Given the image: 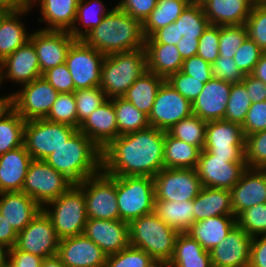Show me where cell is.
Wrapping results in <instances>:
<instances>
[{
  "label": "cell",
  "mask_w": 266,
  "mask_h": 267,
  "mask_svg": "<svg viewBox=\"0 0 266 267\" xmlns=\"http://www.w3.org/2000/svg\"><path fill=\"white\" fill-rule=\"evenodd\" d=\"M165 131L149 126L113 139L102 150V171L111 176L154 177L164 168Z\"/></svg>",
  "instance_id": "cell-1"
},
{
  "label": "cell",
  "mask_w": 266,
  "mask_h": 267,
  "mask_svg": "<svg viewBox=\"0 0 266 267\" xmlns=\"http://www.w3.org/2000/svg\"><path fill=\"white\" fill-rule=\"evenodd\" d=\"M142 22L116 5L82 40L102 54L128 52L145 47Z\"/></svg>",
  "instance_id": "cell-2"
},
{
  "label": "cell",
  "mask_w": 266,
  "mask_h": 267,
  "mask_svg": "<svg viewBox=\"0 0 266 267\" xmlns=\"http://www.w3.org/2000/svg\"><path fill=\"white\" fill-rule=\"evenodd\" d=\"M44 161L73 184H79L102 171V150L77 129Z\"/></svg>",
  "instance_id": "cell-3"
},
{
  "label": "cell",
  "mask_w": 266,
  "mask_h": 267,
  "mask_svg": "<svg viewBox=\"0 0 266 267\" xmlns=\"http://www.w3.org/2000/svg\"><path fill=\"white\" fill-rule=\"evenodd\" d=\"M146 70L145 48L106 55L101 67L100 88L108 99L123 97Z\"/></svg>",
  "instance_id": "cell-4"
},
{
  "label": "cell",
  "mask_w": 266,
  "mask_h": 267,
  "mask_svg": "<svg viewBox=\"0 0 266 267\" xmlns=\"http://www.w3.org/2000/svg\"><path fill=\"white\" fill-rule=\"evenodd\" d=\"M178 234L154 212L129 223L130 246L142 249L152 258L170 260Z\"/></svg>",
  "instance_id": "cell-5"
},
{
  "label": "cell",
  "mask_w": 266,
  "mask_h": 267,
  "mask_svg": "<svg viewBox=\"0 0 266 267\" xmlns=\"http://www.w3.org/2000/svg\"><path fill=\"white\" fill-rule=\"evenodd\" d=\"M42 210L50 218L60 239L83 234L88 216L84 192L77 184L48 202Z\"/></svg>",
  "instance_id": "cell-6"
},
{
  "label": "cell",
  "mask_w": 266,
  "mask_h": 267,
  "mask_svg": "<svg viewBox=\"0 0 266 267\" xmlns=\"http://www.w3.org/2000/svg\"><path fill=\"white\" fill-rule=\"evenodd\" d=\"M116 195L121 221L129 224L138 217L154 212L153 177L116 176Z\"/></svg>",
  "instance_id": "cell-7"
},
{
  "label": "cell",
  "mask_w": 266,
  "mask_h": 267,
  "mask_svg": "<svg viewBox=\"0 0 266 267\" xmlns=\"http://www.w3.org/2000/svg\"><path fill=\"white\" fill-rule=\"evenodd\" d=\"M76 130L73 126L46 119L27 120L24 128V146L32 159L45 160Z\"/></svg>",
  "instance_id": "cell-8"
},
{
  "label": "cell",
  "mask_w": 266,
  "mask_h": 267,
  "mask_svg": "<svg viewBox=\"0 0 266 267\" xmlns=\"http://www.w3.org/2000/svg\"><path fill=\"white\" fill-rule=\"evenodd\" d=\"M77 185L84 192L88 218L120 220L116 201V176L101 171Z\"/></svg>",
  "instance_id": "cell-9"
},
{
  "label": "cell",
  "mask_w": 266,
  "mask_h": 267,
  "mask_svg": "<svg viewBox=\"0 0 266 267\" xmlns=\"http://www.w3.org/2000/svg\"><path fill=\"white\" fill-rule=\"evenodd\" d=\"M245 140L241 125L224 119L208 121L203 150L227 158L229 163H246Z\"/></svg>",
  "instance_id": "cell-10"
},
{
  "label": "cell",
  "mask_w": 266,
  "mask_h": 267,
  "mask_svg": "<svg viewBox=\"0 0 266 267\" xmlns=\"http://www.w3.org/2000/svg\"><path fill=\"white\" fill-rule=\"evenodd\" d=\"M72 185L74 184L69 179L44 160L33 159L29 164L22 192L43 207L65 193Z\"/></svg>",
  "instance_id": "cell-11"
},
{
  "label": "cell",
  "mask_w": 266,
  "mask_h": 267,
  "mask_svg": "<svg viewBox=\"0 0 266 267\" xmlns=\"http://www.w3.org/2000/svg\"><path fill=\"white\" fill-rule=\"evenodd\" d=\"M105 55L76 39L68 50L65 64L72 76L75 90L100 87L101 67Z\"/></svg>",
  "instance_id": "cell-12"
},
{
  "label": "cell",
  "mask_w": 266,
  "mask_h": 267,
  "mask_svg": "<svg viewBox=\"0 0 266 267\" xmlns=\"http://www.w3.org/2000/svg\"><path fill=\"white\" fill-rule=\"evenodd\" d=\"M12 93V107L25 120L45 119L58 92L43 76L21 86Z\"/></svg>",
  "instance_id": "cell-13"
},
{
  "label": "cell",
  "mask_w": 266,
  "mask_h": 267,
  "mask_svg": "<svg viewBox=\"0 0 266 267\" xmlns=\"http://www.w3.org/2000/svg\"><path fill=\"white\" fill-rule=\"evenodd\" d=\"M153 180L155 200H193L202 188L196 169L163 168Z\"/></svg>",
  "instance_id": "cell-14"
},
{
  "label": "cell",
  "mask_w": 266,
  "mask_h": 267,
  "mask_svg": "<svg viewBox=\"0 0 266 267\" xmlns=\"http://www.w3.org/2000/svg\"><path fill=\"white\" fill-rule=\"evenodd\" d=\"M192 114V103L165 80L157 91L148 122L150 126L167 132Z\"/></svg>",
  "instance_id": "cell-15"
},
{
  "label": "cell",
  "mask_w": 266,
  "mask_h": 267,
  "mask_svg": "<svg viewBox=\"0 0 266 267\" xmlns=\"http://www.w3.org/2000/svg\"><path fill=\"white\" fill-rule=\"evenodd\" d=\"M60 238L50 218L41 210L37 216L17 234L15 247L18 250L45 259L57 255Z\"/></svg>",
  "instance_id": "cell-16"
},
{
  "label": "cell",
  "mask_w": 266,
  "mask_h": 267,
  "mask_svg": "<svg viewBox=\"0 0 266 267\" xmlns=\"http://www.w3.org/2000/svg\"><path fill=\"white\" fill-rule=\"evenodd\" d=\"M195 169L202 187L230 190L239 182L247 166L246 163H229L227 158L214 157L202 150Z\"/></svg>",
  "instance_id": "cell-17"
},
{
  "label": "cell",
  "mask_w": 266,
  "mask_h": 267,
  "mask_svg": "<svg viewBox=\"0 0 266 267\" xmlns=\"http://www.w3.org/2000/svg\"><path fill=\"white\" fill-rule=\"evenodd\" d=\"M29 40L35 47L40 71L64 64L69 48L76 40L68 31L36 30Z\"/></svg>",
  "instance_id": "cell-18"
},
{
  "label": "cell",
  "mask_w": 266,
  "mask_h": 267,
  "mask_svg": "<svg viewBox=\"0 0 266 267\" xmlns=\"http://www.w3.org/2000/svg\"><path fill=\"white\" fill-rule=\"evenodd\" d=\"M57 256L65 267H105L106 253L84 234L60 239Z\"/></svg>",
  "instance_id": "cell-19"
},
{
  "label": "cell",
  "mask_w": 266,
  "mask_h": 267,
  "mask_svg": "<svg viewBox=\"0 0 266 267\" xmlns=\"http://www.w3.org/2000/svg\"><path fill=\"white\" fill-rule=\"evenodd\" d=\"M83 234L96 243L107 256L130 245L129 224L121 220L88 218Z\"/></svg>",
  "instance_id": "cell-20"
},
{
  "label": "cell",
  "mask_w": 266,
  "mask_h": 267,
  "mask_svg": "<svg viewBox=\"0 0 266 267\" xmlns=\"http://www.w3.org/2000/svg\"><path fill=\"white\" fill-rule=\"evenodd\" d=\"M252 237L236 225L211 251L213 267H248Z\"/></svg>",
  "instance_id": "cell-21"
},
{
  "label": "cell",
  "mask_w": 266,
  "mask_h": 267,
  "mask_svg": "<svg viewBox=\"0 0 266 267\" xmlns=\"http://www.w3.org/2000/svg\"><path fill=\"white\" fill-rule=\"evenodd\" d=\"M1 81L4 79L27 84L42 76L37 53L33 43L29 40L1 62Z\"/></svg>",
  "instance_id": "cell-22"
},
{
  "label": "cell",
  "mask_w": 266,
  "mask_h": 267,
  "mask_svg": "<svg viewBox=\"0 0 266 267\" xmlns=\"http://www.w3.org/2000/svg\"><path fill=\"white\" fill-rule=\"evenodd\" d=\"M229 191L235 217L249 207L266 203V169L247 168Z\"/></svg>",
  "instance_id": "cell-23"
},
{
  "label": "cell",
  "mask_w": 266,
  "mask_h": 267,
  "mask_svg": "<svg viewBox=\"0 0 266 267\" xmlns=\"http://www.w3.org/2000/svg\"><path fill=\"white\" fill-rule=\"evenodd\" d=\"M231 86L232 83L214 78L206 82L192 102V113L206 122L224 119Z\"/></svg>",
  "instance_id": "cell-24"
},
{
  "label": "cell",
  "mask_w": 266,
  "mask_h": 267,
  "mask_svg": "<svg viewBox=\"0 0 266 267\" xmlns=\"http://www.w3.org/2000/svg\"><path fill=\"white\" fill-rule=\"evenodd\" d=\"M79 130L103 150L113 139L118 137V125L113 105V98L98 107Z\"/></svg>",
  "instance_id": "cell-25"
},
{
  "label": "cell",
  "mask_w": 266,
  "mask_h": 267,
  "mask_svg": "<svg viewBox=\"0 0 266 267\" xmlns=\"http://www.w3.org/2000/svg\"><path fill=\"white\" fill-rule=\"evenodd\" d=\"M42 210V207L22 191L0 193V213L15 232L20 233Z\"/></svg>",
  "instance_id": "cell-26"
},
{
  "label": "cell",
  "mask_w": 266,
  "mask_h": 267,
  "mask_svg": "<svg viewBox=\"0 0 266 267\" xmlns=\"http://www.w3.org/2000/svg\"><path fill=\"white\" fill-rule=\"evenodd\" d=\"M257 0H199L212 25H241L247 21Z\"/></svg>",
  "instance_id": "cell-27"
},
{
  "label": "cell",
  "mask_w": 266,
  "mask_h": 267,
  "mask_svg": "<svg viewBox=\"0 0 266 267\" xmlns=\"http://www.w3.org/2000/svg\"><path fill=\"white\" fill-rule=\"evenodd\" d=\"M32 160L24 145L0 155V193L22 191Z\"/></svg>",
  "instance_id": "cell-28"
},
{
  "label": "cell",
  "mask_w": 266,
  "mask_h": 267,
  "mask_svg": "<svg viewBox=\"0 0 266 267\" xmlns=\"http://www.w3.org/2000/svg\"><path fill=\"white\" fill-rule=\"evenodd\" d=\"M236 225L237 219L234 215H221L194 222L185 233L210 252Z\"/></svg>",
  "instance_id": "cell-29"
},
{
  "label": "cell",
  "mask_w": 266,
  "mask_h": 267,
  "mask_svg": "<svg viewBox=\"0 0 266 267\" xmlns=\"http://www.w3.org/2000/svg\"><path fill=\"white\" fill-rule=\"evenodd\" d=\"M29 10H6L0 16V62L29 41L30 35L19 19Z\"/></svg>",
  "instance_id": "cell-30"
},
{
  "label": "cell",
  "mask_w": 266,
  "mask_h": 267,
  "mask_svg": "<svg viewBox=\"0 0 266 267\" xmlns=\"http://www.w3.org/2000/svg\"><path fill=\"white\" fill-rule=\"evenodd\" d=\"M147 71L163 77L165 80L181 71L183 58L173 44L145 43Z\"/></svg>",
  "instance_id": "cell-31"
},
{
  "label": "cell",
  "mask_w": 266,
  "mask_h": 267,
  "mask_svg": "<svg viewBox=\"0 0 266 267\" xmlns=\"http://www.w3.org/2000/svg\"><path fill=\"white\" fill-rule=\"evenodd\" d=\"M194 222L209 217L234 215L228 189L202 187L193 199Z\"/></svg>",
  "instance_id": "cell-32"
},
{
  "label": "cell",
  "mask_w": 266,
  "mask_h": 267,
  "mask_svg": "<svg viewBox=\"0 0 266 267\" xmlns=\"http://www.w3.org/2000/svg\"><path fill=\"white\" fill-rule=\"evenodd\" d=\"M38 2L42 15L38 20L49 24L42 30L69 32L75 25L79 0H38Z\"/></svg>",
  "instance_id": "cell-33"
},
{
  "label": "cell",
  "mask_w": 266,
  "mask_h": 267,
  "mask_svg": "<svg viewBox=\"0 0 266 267\" xmlns=\"http://www.w3.org/2000/svg\"><path fill=\"white\" fill-rule=\"evenodd\" d=\"M172 267H213L210 252L187 233H179L172 258Z\"/></svg>",
  "instance_id": "cell-34"
},
{
  "label": "cell",
  "mask_w": 266,
  "mask_h": 267,
  "mask_svg": "<svg viewBox=\"0 0 266 267\" xmlns=\"http://www.w3.org/2000/svg\"><path fill=\"white\" fill-rule=\"evenodd\" d=\"M165 79L155 73L145 71L126 91L122 98L149 116L158 89Z\"/></svg>",
  "instance_id": "cell-35"
},
{
  "label": "cell",
  "mask_w": 266,
  "mask_h": 267,
  "mask_svg": "<svg viewBox=\"0 0 266 267\" xmlns=\"http://www.w3.org/2000/svg\"><path fill=\"white\" fill-rule=\"evenodd\" d=\"M154 213L179 233L186 232L194 224L193 200H155Z\"/></svg>",
  "instance_id": "cell-36"
},
{
  "label": "cell",
  "mask_w": 266,
  "mask_h": 267,
  "mask_svg": "<svg viewBox=\"0 0 266 267\" xmlns=\"http://www.w3.org/2000/svg\"><path fill=\"white\" fill-rule=\"evenodd\" d=\"M200 153L198 147L177 139L165 131L164 168L195 169Z\"/></svg>",
  "instance_id": "cell-37"
},
{
  "label": "cell",
  "mask_w": 266,
  "mask_h": 267,
  "mask_svg": "<svg viewBox=\"0 0 266 267\" xmlns=\"http://www.w3.org/2000/svg\"><path fill=\"white\" fill-rule=\"evenodd\" d=\"M191 2V0H157L156 7L142 23L145 38L174 23Z\"/></svg>",
  "instance_id": "cell-38"
},
{
  "label": "cell",
  "mask_w": 266,
  "mask_h": 267,
  "mask_svg": "<svg viewBox=\"0 0 266 267\" xmlns=\"http://www.w3.org/2000/svg\"><path fill=\"white\" fill-rule=\"evenodd\" d=\"M104 7L103 1L101 0H79L75 25L69 33L75 39H82L88 32L97 27L110 12V10L107 11V7ZM80 21L85 28L84 30L81 29V26L80 28L76 26Z\"/></svg>",
  "instance_id": "cell-39"
},
{
  "label": "cell",
  "mask_w": 266,
  "mask_h": 267,
  "mask_svg": "<svg viewBox=\"0 0 266 267\" xmlns=\"http://www.w3.org/2000/svg\"><path fill=\"white\" fill-rule=\"evenodd\" d=\"M118 136L148 128V116L122 97L113 98Z\"/></svg>",
  "instance_id": "cell-40"
},
{
  "label": "cell",
  "mask_w": 266,
  "mask_h": 267,
  "mask_svg": "<svg viewBox=\"0 0 266 267\" xmlns=\"http://www.w3.org/2000/svg\"><path fill=\"white\" fill-rule=\"evenodd\" d=\"M25 122L13 108L0 119V155L24 145Z\"/></svg>",
  "instance_id": "cell-41"
},
{
  "label": "cell",
  "mask_w": 266,
  "mask_h": 267,
  "mask_svg": "<svg viewBox=\"0 0 266 267\" xmlns=\"http://www.w3.org/2000/svg\"><path fill=\"white\" fill-rule=\"evenodd\" d=\"M174 23H178L179 38L197 39L210 24L199 1L191 2Z\"/></svg>",
  "instance_id": "cell-42"
},
{
  "label": "cell",
  "mask_w": 266,
  "mask_h": 267,
  "mask_svg": "<svg viewBox=\"0 0 266 267\" xmlns=\"http://www.w3.org/2000/svg\"><path fill=\"white\" fill-rule=\"evenodd\" d=\"M207 122L192 114L173 125L167 133L188 144L198 147L201 151L205 144Z\"/></svg>",
  "instance_id": "cell-43"
},
{
  "label": "cell",
  "mask_w": 266,
  "mask_h": 267,
  "mask_svg": "<svg viewBox=\"0 0 266 267\" xmlns=\"http://www.w3.org/2000/svg\"><path fill=\"white\" fill-rule=\"evenodd\" d=\"M251 104L244 84L242 82L232 84L224 120L242 126Z\"/></svg>",
  "instance_id": "cell-44"
},
{
  "label": "cell",
  "mask_w": 266,
  "mask_h": 267,
  "mask_svg": "<svg viewBox=\"0 0 266 267\" xmlns=\"http://www.w3.org/2000/svg\"><path fill=\"white\" fill-rule=\"evenodd\" d=\"M74 97L77 106V129L83 121L108 100L100 87L78 89L74 92Z\"/></svg>",
  "instance_id": "cell-45"
},
{
  "label": "cell",
  "mask_w": 266,
  "mask_h": 267,
  "mask_svg": "<svg viewBox=\"0 0 266 267\" xmlns=\"http://www.w3.org/2000/svg\"><path fill=\"white\" fill-rule=\"evenodd\" d=\"M45 119L77 128V106L74 93H59Z\"/></svg>",
  "instance_id": "cell-46"
},
{
  "label": "cell",
  "mask_w": 266,
  "mask_h": 267,
  "mask_svg": "<svg viewBox=\"0 0 266 267\" xmlns=\"http://www.w3.org/2000/svg\"><path fill=\"white\" fill-rule=\"evenodd\" d=\"M248 38L266 52V0H257L245 22Z\"/></svg>",
  "instance_id": "cell-47"
},
{
  "label": "cell",
  "mask_w": 266,
  "mask_h": 267,
  "mask_svg": "<svg viewBox=\"0 0 266 267\" xmlns=\"http://www.w3.org/2000/svg\"><path fill=\"white\" fill-rule=\"evenodd\" d=\"M236 219L237 225L251 237L266 235V203L247 208Z\"/></svg>",
  "instance_id": "cell-48"
},
{
  "label": "cell",
  "mask_w": 266,
  "mask_h": 267,
  "mask_svg": "<svg viewBox=\"0 0 266 267\" xmlns=\"http://www.w3.org/2000/svg\"><path fill=\"white\" fill-rule=\"evenodd\" d=\"M247 38L245 24L220 26L219 56L233 58Z\"/></svg>",
  "instance_id": "cell-49"
},
{
  "label": "cell",
  "mask_w": 266,
  "mask_h": 267,
  "mask_svg": "<svg viewBox=\"0 0 266 267\" xmlns=\"http://www.w3.org/2000/svg\"><path fill=\"white\" fill-rule=\"evenodd\" d=\"M245 161L247 168L266 169V130L246 136Z\"/></svg>",
  "instance_id": "cell-50"
},
{
  "label": "cell",
  "mask_w": 266,
  "mask_h": 267,
  "mask_svg": "<svg viewBox=\"0 0 266 267\" xmlns=\"http://www.w3.org/2000/svg\"><path fill=\"white\" fill-rule=\"evenodd\" d=\"M151 258L142 249L129 245L118 253L108 255L105 267H145Z\"/></svg>",
  "instance_id": "cell-51"
},
{
  "label": "cell",
  "mask_w": 266,
  "mask_h": 267,
  "mask_svg": "<svg viewBox=\"0 0 266 267\" xmlns=\"http://www.w3.org/2000/svg\"><path fill=\"white\" fill-rule=\"evenodd\" d=\"M264 51L250 38H247L238 48L233 59L240 71L244 74H252L256 64Z\"/></svg>",
  "instance_id": "cell-52"
},
{
  "label": "cell",
  "mask_w": 266,
  "mask_h": 267,
  "mask_svg": "<svg viewBox=\"0 0 266 267\" xmlns=\"http://www.w3.org/2000/svg\"><path fill=\"white\" fill-rule=\"evenodd\" d=\"M166 81L191 103L198 97L204 88V79H195L181 71L171 74Z\"/></svg>",
  "instance_id": "cell-53"
},
{
  "label": "cell",
  "mask_w": 266,
  "mask_h": 267,
  "mask_svg": "<svg viewBox=\"0 0 266 267\" xmlns=\"http://www.w3.org/2000/svg\"><path fill=\"white\" fill-rule=\"evenodd\" d=\"M220 26L209 24L199 38L197 56L209 64H213L219 57Z\"/></svg>",
  "instance_id": "cell-54"
},
{
  "label": "cell",
  "mask_w": 266,
  "mask_h": 267,
  "mask_svg": "<svg viewBox=\"0 0 266 267\" xmlns=\"http://www.w3.org/2000/svg\"><path fill=\"white\" fill-rule=\"evenodd\" d=\"M212 78L223 80L232 84L241 83L244 74L240 71L233 58L219 56L211 64Z\"/></svg>",
  "instance_id": "cell-55"
},
{
  "label": "cell",
  "mask_w": 266,
  "mask_h": 267,
  "mask_svg": "<svg viewBox=\"0 0 266 267\" xmlns=\"http://www.w3.org/2000/svg\"><path fill=\"white\" fill-rule=\"evenodd\" d=\"M42 76L58 93H74L75 85L66 64H61L45 71Z\"/></svg>",
  "instance_id": "cell-56"
},
{
  "label": "cell",
  "mask_w": 266,
  "mask_h": 267,
  "mask_svg": "<svg viewBox=\"0 0 266 267\" xmlns=\"http://www.w3.org/2000/svg\"><path fill=\"white\" fill-rule=\"evenodd\" d=\"M242 128L245 137L266 130V101L251 104Z\"/></svg>",
  "instance_id": "cell-57"
},
{
  "label": "cell",
  "mask_w": 266,
  "mask_h": 267,
  "mask_svg": "<svg viewBox=\"0 0 266 267\" xmlns=\"http://www.w3.org/2000/svg\"><path fill=\"white\" fill-rule=\"evenodd\" d=\"M156 3L157 0H120L116 6L143 23L156 7Z\"/></svg>",
  "instance_id": "cell-58"
},
{
  "label": "cell",
  "mask_w": 266,
  "mask_h": 267,
  "mask_svg": "<svg viewBox=\"0 0 266 267\" xmlns=\"http://www.w3.org/2000/svg\"><path fill=\"white\" fill-rule=\"evenodd\" d=\"M181 72L195 79H204V83L212 79L211 64L199 56L183 60Z\"/></svg>",
  "instance_id": "cell-59"
},
{
  "label": "cell",
  "mask_w": 266,
  "mask_h": 267,
  "mask_svg": "<svg viewBox=\"0 0 266 267\" xmlns=\"http://www.w3.org/2000/svg\"><path fill=\"white\" fill-rule=\"evenodd\" d=\"M8 263L12 267H41L43 258L25 251L18 250L14 246L10 248Z\"/></svg>",
  "instance_id": "cell-60"
},
{
  "label": "cell",
  "mask_w": 266,
  "mask_h": 267,
  "mask_svg": "<svg viewBox=\"0 0 266 267\" xmlns=\"http://www.w3.org/2000/svg\"><path fill=\"white\" fill-rule=\"evenodd\" d=\"M248 267H266V235L252 237Z\"/></svg>",
  "instance_id": "cell-61"
},
{
  "label": "cell",
  "mask_w": 266,
  "mask_h": 267,
  "mask_svg": "<svg viewBox=\"0 0 266 267\" xmlns=\"http://www.w3.org/2000/svg\"><path fill=\"white\" fill-rule=\"evenodd\" d=\"M253 103L266 101V84L252 74H247L241 81Z\"/></svg>",
  "instance_id": "cell-62"
},
{
  "label": "cell",
  "mask_w": 266,
  "mask_h": 267,
  "mask_svg": "<svg viewBox=\"0 0 266 267\" xmlns=\"http://www.w3.org/2000/svg\"><path fill=\"white\" fill-rule=\"evenodd\" d=\"M179 38L178 23H171L157 30L151 37L145 39V43H166L176 45Z\"/></svg>",
  "instance_id": "cell-63"
},
{
  "label": "cell",
  "mask_w": 266,
  "mask_h": 267,
  "mask_svg": "<svg viewBox=\"0 0 266 267\" xmlns=\"http://www.w3.org/2000/svg\"><path fill=\"white\" fill-rule=\"evenodd\" d=\"M17 241V233L13 229L10 223L0 213V242L12 248Z\"/></svg>",
  "instance_id": "cell-64"
},
{
  "label": "cell",
  "mask_w": 266,
  "mask_h": 267,
  "mask_svg": "<svg viewBox=\"0 0 266 267\" xmlns=\"http://www.w3.org/2000/svg\"><path fill=\"white\" fill-rule=\"evenodd\" d=\"M198 43L199 39L197 38H185V36H182L176 47L183 60L197 56Z\"/></svg>",
  "instance_id": "cell-65"
},
{
  "label": "cell",
  "mask_w": 266,
  "mask_h": 267,
  "mask_svg": "<svg viewBox=\"0 0 266 267\" xmlns=\"http://www.w3.org/2000/svg\"><path fill=\"white\" fill-rule=\"evenodd\" d=\"M252 75L266 84V52L261 55Z\"/></svg>",
  "instance_id": "cell-66"
},
{
  "label": "cell",
  "mask_w": 266,
  "mask_h": 267,
  "mask_svg": "<svg viewBox=\"0 0 266 267\" xmlns=\"http://www.w3.org/2000/svg\"><path fill=\"white\" fill-rule=\"evenodd\" d=\"M28 8L21 0H0V9L22 10Z\"/></svg>",
  "instance_id": "cell-67"
},
{
  "label": "cell",
  "mask_w": 266,
  "mask_h": 267,
  "mask_svg": "<svg viewBox=\"0 0 266 267\" xmlns=\"http://www.w3.org/2000/svg\"><path fill=\"white\" fill-rule=\"evenodd\" d=\"M12 93L0 97V119L12 109Z\"/></svg>",
  "instance_id": "cell-68"
},
{
  "label": "cell",
  "mask_w": 266,
  "mask_h": 267,
  "mask_svg": "<svg viewBox=\"0 0 266 267\" xmlns=\"http://www.w3.org/2000/svg\"><path fill=\"white\" fill-rule=\"evenodd\" d=\"M10 248L0 242V267H4L9 261Z\"/></svg>",
  "instance_id": "cell-69"
},
{
  "label": "cell",
  "mask_w": 266,
  "mask_h": 267,
  "mask_svg": "<svg viewBox=\"0 0 266 267\" xmlns=\"http://www.w3.org/2000/svg\"><path fill=\"white\" fill-rule=\"evenodd\" d=\"M41 267H65V266L61 262L60 258L57 255H55V256L43 259V263Z\"/></svg>",
  "instance_id": "cell-70"
},
{
  "label": "cell",
  "mask_w": 266,
  "mask_h": 267,
  "mask_svg": "<svg viewBox=\"0 0 266 267\" xmlns=\"http://www.w3.org/2000/svg\"><path fill=\"white\" fill-rule=\"evenodd\" d=\"M145 267H172L170 260L151 258Z\"/></svg>",
  "instance_id": "cell-71"
},
{
  "label": "cell",
  "mask_w": 266,
  "mask_h": 267,
  "mask_svg": "<svg viewBox=\"0 0 266 267\" xmlns=\"http://www.w3.org/2000/svg\"><path fill=\"white\" fill-rule=\"evenodd\" d=\"M29 9H31V7L33 5H35V2H37L38 0H21Z\"/></svg>",
  "instance_id": "cell-72"
},
{
  "label": "cell",
  "mask_w": 266,
  "mask_h": 267,
  "mask_svg": "<svg viewBox=\"0 0 266 267\" xmlns=\"http://www.w3.org/2000/svg\"><path fill=\"white\" fill-rule=\"evenodd\" d=\"M6 10L0 9V16L5 12Z\"/></svg>",
  "instance_id": "cell-73"
},
{
  "label": "cell",
  "mask_w": 266,
  "mask_h": 267,
  "mask_svg": "<svg viewBox=\"0 0 266 267\" xmlns=\"http://www.w3.org/2000/svg\"><path fill=\"white\" fill-rule=\"evenodd\" d=\"M2 81H1V67H0V85H1Z\"/></svg>",
  "instance_id": "cell-74"
},
{
  "label": "cell",
  "mask_w": 266,
  "mask_h": 267,
  "mask_svg": "<svg viewBox=\"0 0 266 267\" xmlns=\"http://www.w3.org/2000/svg\"><path fill=\"white\" fill-rule=\"evenodd\" d=\"M4 267H12L9 263L6 265V266H4Z\"/></svg>",
  "instance_id": "cell-75"
}]
</instances>
